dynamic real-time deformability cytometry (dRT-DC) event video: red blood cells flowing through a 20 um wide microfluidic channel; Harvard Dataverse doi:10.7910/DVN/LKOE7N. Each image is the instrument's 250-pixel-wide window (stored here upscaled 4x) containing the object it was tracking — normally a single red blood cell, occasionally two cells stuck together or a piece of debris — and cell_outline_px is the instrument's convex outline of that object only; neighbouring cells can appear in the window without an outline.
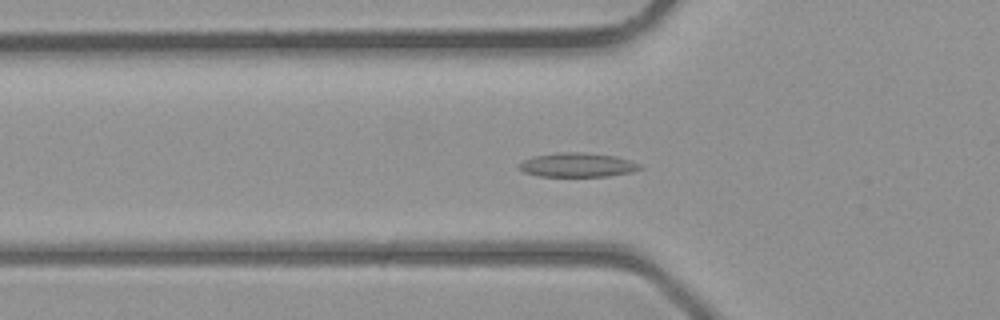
{"species": "common noctule bat (a hibernating species)", "species_latin": "Nyctalus noctula", "temperature_condition": "room temperature", "stored_images_in_passage": 38, "camera_frame_rate_fps": 3000, "um_per_image_px": 0.085, "animal": {"sex": "male", "body_mass_g": 23.1, "forearm_length_mm": 52.7}, "frame": {"image": 1, "passage_image": 11, "time_ms": 3.333, "image_size_px": [1000, 320], "cell_outline_px": [[644, 168], [632, 172], [608, 176], [536, 176], [524, 172], [516, 168], [516, 164], [524, 160], [536, 156], [556, 152], [584, 152], [616, 156], [640, 164]], "centroid_in_image_um": [49.05, 14.02], "position_along_channel_um": 76.7, "area_um2": 17.17}}
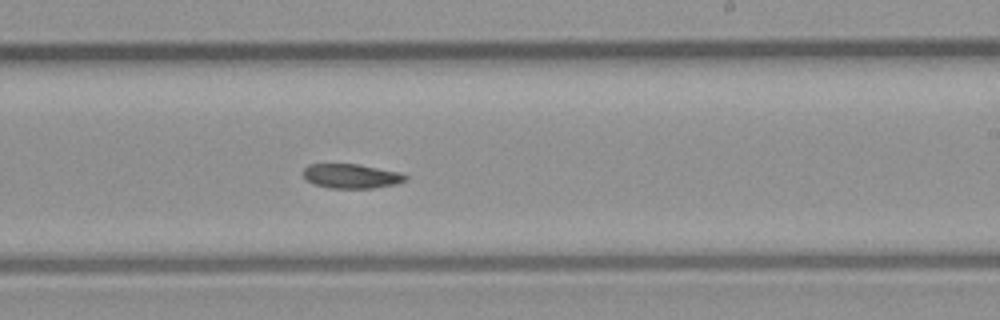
{"frame": {"image": 2, "passage_image": 22, "time_ms": 7.0, "image_size_px": [1000, 320], "cell_outline_px": [[408, 180], [396, 184], [372, 188], [328, 188], [312, 184], [304, 176], [304, 168], [308, 164], [356, 164], [400, 172], [408, 176]], "centroid_in_image_um": [29.87, 14.97], "position_along_channel_um": 259.1, "area_um2": 14.57}}
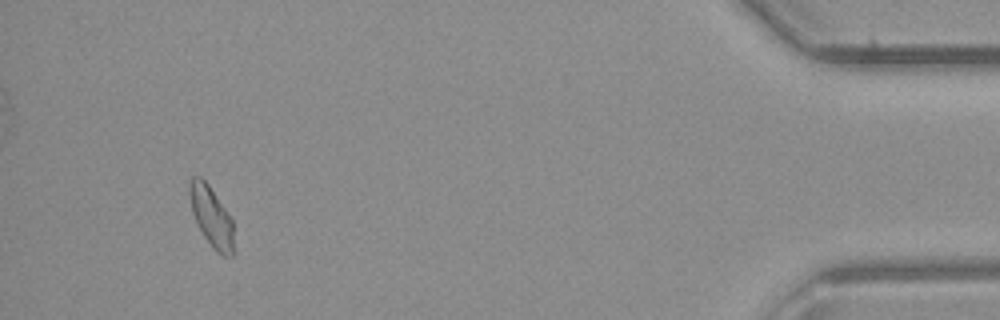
{"frame": {"image": 3, "passage_image": 36, "time_ms": 11.667, "image_size_px": [1000, 320], "cell_outline_px": [[232, 256], [224, 256], [216, 252], [212, 248], [204, 236], [192, 212], [188, 192], [188, 180], [192, 176], [200, 176], [208, 184], [232, 220]], "centroid_in_image_um": [17.92, 18.37], "position_along_channel_um": 417.3, "area_um2": 15.2}}